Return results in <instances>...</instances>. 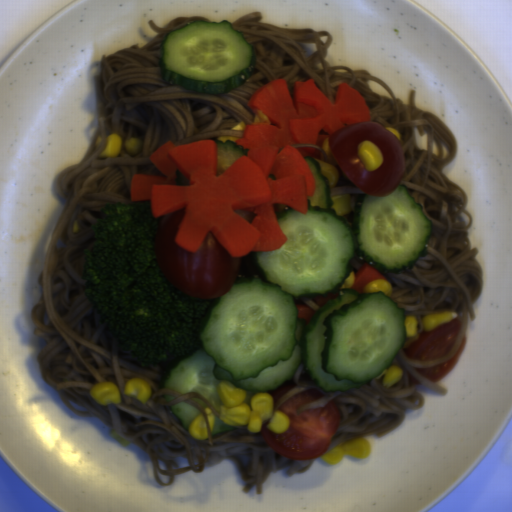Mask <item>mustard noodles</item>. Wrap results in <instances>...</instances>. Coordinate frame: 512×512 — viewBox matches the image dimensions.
I'll list each match as a JSON object with an SVG mask.
<instances>
[{"label":"mustard noodles","instance_id":"964a15a8","mask_svg":"<svg viewBox=\"0 0 512 512\" xmlns=\"http://www.w3.org/2000/svg\"><path fill=\"white\" fill-rule=\"evenodd\" d=\"M368 263L363 258H361L359 255L355 253L354 257L351 259L350 266H349V272L353 271L354 275L357 273V271L365 264Z\"/></svg>","mask_w":512,"mask_h":512},{"label":"mustard noodles","instance_id":"66139170","mask_svg":"<svg viewBox=\"0 0 512 512\" xmlns=\"http://www.w3.org/2000/svg\"><path fill=\"white\" fill-rule=\"evenodd\" d=\"M295 304H304V305H307L309 306L310 308H312L313 310H315L316 312L322 308L323 306H321L320 304L316 303L313 298H301L299 300L296 301Z\"/></svg>","mask_w":512,"mask_h":512},{"label":"mustard noodles","instance_id":"0af2e427","mask_svg":"<svg viewBox=\"0 0 512 512\" xmlns=\"http://www.w3.org/2000/svg\"><path fill=\"white\" fill-rule=\"evenodd\" d=\"M262 12L241 16L231 29L243 34L252 44L255 62L251 75L236 89L223 94H208L170 84L163 80L159 60L163 38L203 17H177L164 27L151 20L156 35L142 47L138 43L100 57L94 76L98 120L97 132L77 164L60 173L53 183L64 205L46 246L38 282L40 300L31 311L33 333L46 341L37 354L42 379L77 416L98 417L112 431L144 451L151 462L154 479L162 486L187 471L201 473L220 460H230L243 480V493L254 487L262 494L272 472L286 470L287 477L300 475L315 460H292L272 450L259 432L247 425L214 437L205 409L192 398L204 402L220 419V413L197 392L179 393L160 387L166 369L142 364L131 357L108 335L98 320L94 302L86 295L82 278L85 250L96 243L92 233L101 210L111 203L129 204L135 174L165 177L151 161L153 152L168 142L176 147L201 140L237 141L247 125L255 124L256 114L249 102L265 84L284 79L291 102L295 82L313 79L332 103L338 89L346 83L357 90L370 115L369 122L393 127L400 134L405 168L398 186L420 204L430 221L431 231L425 249L412 269L383 272L391 293L389 299L403 308L404 319L416 318V337L404 338L390 365L365 386L346 391H324L310 376L301 360L293 375L295 387L283 395L273 410L305 390L324 395L298 407L296 414L318 409L330 401L337 404L340 418L337 431L325 452L342 442L366 435L381 438L397 429L406 410L424 405L420 385L439 393L446 388L420 375L415 368L444 363L454 357L467 337L468 322L477 319L474 305L483 291V270L476 260L479 248L472 246L468 230L473 217L466 209L468 197L443 174L455 158L456 139L445 123L415 104V91L408 103L397 98L389 86L369 71L354 70L342 64H329L326 55L333 42L329 32L280 28L262 22ZM121 137L119 156L99 158L106 138ZM143 142L136 156L127 155L125 142L130 137ZM456 311L462 325L449 354L441 359L415 361L404 351L420 333L422 317L443 311ZM392 365L400 366L403 376L391 387H383V377ZM149 383L152 394L144 405L136 397H126L123 388L131 378ZM116 384L122 402L98 405L89 391L94 384ZM186 402L203 413L209 438L196 440L181 428L170 406ZM221 420V419H220Z\"/></svg>","mask_w":512,"mask_h":512},{"label":"mustard noodles","instance_id":"7f7daa86","mask_svg":"<svg viewBox=\"0 0 512 512\" xmlns=\"http://www.w3.org/2000/svg\"><path fill=\"white\" fill-rule=\"evenodd\" d=\"M293 147H295V148L296 147H312L317 150H320L321 156L313 157V158H315L316 160L323 161L337 169L338 178H337V182H336L335 186L330 187V189H331L330 197L334 196V195H352L355 197V199L357 201L359 196L365 195L364 191L349 178V176L342 170V168L338 165L337 162H330L326 159V157L323 153V150H322V146L301 143L298 145H294Z\"/></svg>","mask_w":512,"mask_h":512}]
</instances>
